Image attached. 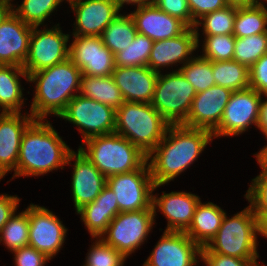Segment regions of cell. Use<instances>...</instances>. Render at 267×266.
I'll use <instances>...</instances> for the list:
<instances>
[{
	"label": "cell",
	"instance_id": "cell-1",
	"mask_svg": "<svg viewBox=\"0 0 267 266\" xmlns=\"http://www.w3.org/2000/svg\"><path fill=\"white\" fill-rule=\"evenodd\" d=\"M213 140V133L184 125H169L163 139L147 155L152 180L164 185L180 175Z\"/></svg>",
	"mask_w": 267,
	"mask_h": 266
},
{
	"label": "cell",
	"instance_id": "cell-2",
	"mask_svg": "<svg viewBox=\"0 0 267 266\" xmlns=\"http://www.w3.org/2000/svg\"><path fill=\"white\" fill-rule=\"evenodd\" d=\"M72 151L49 121L35 119L22 135L15 177L63 169Z\"/></svg>",
	"mask_w": 267,
	"mask_h": 266
},
{
	"label": "cell",
	"instance_id": "cell-3",
	"mask_svg": "<svg viewBox=\"0 0 267 266\" xmlns=\"http://www.w3.org/2000/svg\"><path fill=\"white\" fill-rule=\"evenodd\" d=\"M81 75V70L69 58L31 73L28 82L36 83L30 108L32 117L46 121L49 114L59 116L69 101L78 95Z\"/></svg>",
	"mask_w": 267,
	"mask_h": 266
},
{
	"label": "cell",
	"instance_id": "cell-4",
	"mask_svg": "<svg viewBox=\"0 0 267 266\" xmlns=\"http://www.w3.org/2000/svg\"><path fill=\"white\" fill-rule=\"evenodd\" d=\"M82 144L86 148L78 149L106 178L139 169L147 161L146 154L115 132L90 137Z\"/></svg>",
	"mask_w": 267,
	"mask_h": 266
},
{
	"label": "cell",
	"instance_id": "cell-5",
	"mask_svg": "<svg viewBox=\"0 0 267 266\" xmlns=\"http://www.w3.org/2000/svg\"><path fill=\"white\" fill-rule=\"evenodd\" d=\"M169 124L151 103L124 102L116 109L115 133L148 155L163 139Z\"/></svg>",
	"mask_w": 267,
	"mask_h": 266
},
{
	"label": "cell",
	"instance_id": "cell-6",
	"mask_svg": "<svg viewBox=\"0 0 267 266\" xmlns=\"http://www.w3.org/2000/svg\"><path fill=\"white\" fill-rule=\"evenodd\" d=\"M258 218L251 205L231 218L225 213L215 237L206 246L211 252L244 260H257Z\"/></svg>",
	"mask_w": 267,
	"mask_h": 266
},
{
	"label": "cell",
	"instance_id": "cell-7",
	"mask_svg": "<svg viewBox=\"0 0 267 266\" xmlns=\"http://www.w3.org/2000/svg\"><path fill=\"white\" fill-rule=\"evenodd\" d=\"M197 94L180 70L158 74L151 105L169 125H183Z\"/></svg>",
	"mask_w": 267,
	"mask_h": 266
},
{
	"label": "cell",
	"instance_id": "cell-8",
	"mask_svg": "<svg viewBox=\"0 0 267 266\" xmlns=\"http://www.w3.org/2000/svg\"><path fill=\"white\" fill-rule=\"evenodd\" d=\"M154 218L153 206L140 211L120 212L100 238L128 258L146 240L153 229Z\"/></svg>",
	"mask_w": 267,
	"mask_h": 266
},
{
	"label": "cell",
	"instance_id": "cell-9",
	"mask_svg": "<svg viewBox=\"0 0 267 266\" xmlns=\"http://www.w3.org/2000/svg\"><path fill=\"white\" fill-rule=\"evenodd\" d=\"M120 212L140 211L152 207L153 192L162 185L154 184L146 161L139 169L107 178Z\"/></svg>",
	"mask_w": 267,
	"mask_h": 266
},
{
	"label": "cell",
	"instance_id": "cell-10",
	"mask_svg": "<svg viewBox=\"0 0 267 266\" xmlns=\"http://www.w3.org/2000/svg\"><path fill=\"white\" fill-rule=\"evenodd\" d=\"M116 110L83 95H76L58 116L76 125L83 140L115 132Z\"/></svg>",
	"mask_w": 267,
	"mask_h": 266
},
{
	"label": "cell",
	"instance_id": "cell-11",
	"mask_svg": "<svg viewBox=\"0 0 267 266\" xmlns=\"http://www.w3.org/2000/svg\"><path fill=\"white\" fill-rule=\"evenodd\" d=\"M69 34L62 33L59 24L51 29L32 28L27 59L23 65L28 74L62 63L69 58Z\"/></svg>",
	"mask_w": 267,
	"mask_h": 266
},
{
	"label": "cell",
	"instance_id": "cell-12",
	"mask_svg": "<svg viewBox=\"0 0 267 266\" xmlns=\"http://www.w3.org/2000/svg\"><path fill=\"white\" fill-rule=\"evenodd\" d=\"M261 96L252 88L233 91L219 126L212 132L213 136H236L244 133L252 124L257 126Z\"/></svg>",
	"mask_w": 267,
	"mask_h": 266
},
{
	"label": "cell",
	"instance_id": "cell-13",
	"mask_svg": "<svg viewBox=\"0 0 267 266\" xmlns=\"http://www.w3.org/2000/svg\"><path fill=\"white\" fill-rule=\"evenodd\" d=\"M25 211L29 218L28 246L53 258L65 241L67 228L45 207L30 204Z\"/></svg>",
	"mask_w": 267,
	"mask_h": 266
},
{
	"label": "cell",
	"instance_id": "cell-14",
	"mask_svg": "<svg viewBox=\"0 0 267 266\" xmlns=\"http://www.w3.org/2000/svg\"><path fill=\"white\" fill-rule=\"evenodd\" d=\"M69 48V59L84 75L112 76L115 69L114 54L106 47L100 36H77Z\"/></svg>",
	"mask_w": 267,
	"mask_h": 266
},
{
	"label": "cell",
	"instance_id": "cell-15",
	"mask_svg": "<svg viewBox=\"0 0 267 266\" xmlns=\"http://www.w3.org/2000/svg\"><path fill=\"white\" fill-rule=\"evenodd\" d=\"M201 250L185 232L164 231L143 266H196Z\"/></svg>",
	"mask_w": 267,
	"mask_h": 266
},
{
	"label": "cell",
	"instance_id": "cell-16",
	"mask_svg": "<svg viewBox=\"0 0 267 266\" xmlns=\"http://www.w3.org/2000/svg\"><path fill=\"white\" fill-rule=\"evenodd\" d=\"M232 93L231 89L217 85L197 93L183 125L213 132L220 124L225 106Z\"/></svg>",
	"mask_w": 267,
	"mask_h": 266
},
{
	"label": "cell",
	"instance_id": "cell-17",
	"mask_svg": "<svg viewBox=\"0 0 267 266\" xmlns=\"http://www.w3.org/2000/svg\"><path fill=\"white\" fill-rule=\"evenodd\" d=\"M75 12L72 35L101 36L103 30L119 14L121 8L113 0H67Z\"/></svg>",
	"mask_w": 267,
	"mask_h": 266
},
{
	"label": "cell",
	"instance_id": "cell-18",
	"mask_svg": "<svg viewBox=\"0 0 267 266\" xmlns=\"http://www.w3.org/2000/svg\"><path fill=\"white\" fill-rule=\"evenodd\" d=\"M75 160L72 172L71 190L76 212L83 206L93 202L107 185V178L78 149L68 155L66 164Z\"/></svg>",
	"mask_w": 267,
	"mask_h": 266
},
{
	"label": "cell",
	"instance_id": "cell-19",
	"mask_svg": "<svg viewBox=\"0 0 267 266\" xmlns=\"http://www.w3.org/2000/svg\"><path fill=\"white\" fill-rule=\"evenodd\" d=\"M35 119L31 114L5 112L0 117V179L17 167L21 138Z\"/></svg>",
	"mask_w": 267,
	"mask_h": 266
},
{
	"label": "cell",
	"instance_id": "cell-20",
	"mask_svg": "<svg viewBox=\"0 0 267 266\" xmlns=\"http://www.w3.org/2000/svg\"><path fill=\"white\" fill-rule=\"evenodd\" d=\"M130 15L134 19L137 32L153 41L177 37L188 28L179 19L160 10L153 2L137 6Z\"/></svg>",
	"mask_w": 267,
	"mask_h": 266
},
{
	"label": "cell",
	"instance_id": "cell-21",
	"mask_svg": "<svg viewBox=\"0 0 267 266\" xmlns=\"http://www.w3.org/2000/svg\"><path fill=\"white\" fill-rule=\"evenodd\" d=\"M32 26L14 12L0 25V64L23 67L29 49Z\"/></svg>",
	"mask_w": 267,
	"mask_h": 266
},
{
	"label": "cell",
	"instance_id": "cell-22",
	"mask_svg": "<svg viewBox=\"0 0 267 266\" xmlns=\"http://www.w3.org/2000/svg\"><path fill=\"white\" fill-rule=\"evenodd\" d=\"M197 48L196 30L195 28H187L177 37L154 41L148 67L160 73V68L170 67V65L177 63L184 65L193 58L191 55Z\"/></svg>",
	"mask_w": 267,
	"mask_h": 266
},
{
	"label": "cell",
	"instance_id": "cell-23",
	"mask_svg": "<svg viewBox=\"0 0 267 266\" xmlns=\"http://www.w3.org/2000/svg\"><path fill=\"white\" fill-rule=\"evenodd\" d=\"M158 74L148 66H116L112 77L124 101L151 103Z\"/></svg>",
	"mask_w": 267,
	"mask_h": 266
},
{
	"label": "cell",
	"instance_id": "cell-24",
	"mask_svg": "<svg viewBox=\"0 0 267 266\" xmlns=\"http://www.w3.org/2000/svg\"><path fill=\"white\" fill-rule=\"evenodd\" d=\"M200 197L187 192L165 193L158 197L153 195L152 206L156 216L158 208L167 218L165 231L185 232L193 219V215ZM158 206V207H157Z\"/></svg>",
	"mask_w": 267,
	"mask_h": 266
},
{
	"label": "cell",
	"instance_id": "cell-25",
	"mask_svg": "<svg viewBox=\"0 0 267 266\" xmlns=\"http://www.w3.org/2000/svg\"><path fill=\"white\" fill-rule=\"evenodd\" d=\"M116 200L114 192L106 185L93 202L77 211L93 239L102 236L110 222L119 213Z\"/></svg>",
	"mask_w": 267,
	"mask_h": 266
},
{
	"label": "cell",
	"instance_id": "cell-26",
	"mask_svg": "<svg viewBox=\"0 0 267 266\" xmlns=\"http://www.w3.org/2000/svg\"><path fill=\"white\" fill-rule=\"evenodd\" d=\"M224 210L212 202L197 204L192 222L185 231L201 248L207 246L215 237L225 216Z\"/></svg>",
	"mask_w": 267,
	"mask_h": 266
},
{
	"label": "cell",
	"instance_id": "cell-27",
	"mask_svg": "<svg viewBox=\"0 0 267 266\" xmlns=\"http://www.w3.org/2000/svg\"><path fill=\"white\" fill-rule=\"evenodd\" d=\"M19 76L28 81V74L23 67L0 64V107L4 112L21 113L24 95Z\"/></svg>",
	"mask_w": 267,
	"mask_h": 266
},
{
	"label": "cell",
	"instance_id": "cell-28",
	"mask_svg": "<svg viewBox=\"0 0 267 266\" xmlns=\"http://www.w3.org/2000/svg\"><path fill=\"white\" fill-rule=\"evenodd\" d=\"M79 94L118 109L125 101L112 76L81 75Z\"/></svg>",
	"mask_w": 267,
	"mask_h": 266
},
{
	"label": "cell",
	"instance_id": "cell-29",
	"mask_svg": "<svg viewBox=\"0 0 267 266\" xmlns=\"http://www.w3.org/2000/svg\"><path fill=\"white\" fill-rule=\"evenodd\" d=\"M137 33L133 17L130 14H118L100 37L104 45L115 55L130 45Z\"/></svg>",
	"mask_w": 267,
	"mask_h": 266
},
{
	"label": "cell",
	"instance_id": "cell-30",
	"mask_svg": "<svg viewBox=\"0 0 267 266\" xmlns=\"http://www.w3.org/2000/svg\"><path fill=\"white\" fill-rule=\"evenodd\" d=\"M215 85L232 91L250 88L249 68L236 60L212 61Z\"/></svg>",
	"mask_w": 267,
	"mask_h": 266
},
{
	"label": "cell",
	"instance_id": "cell-31",
	"mask_svg": "<svg viewBox=\"0 0 267 266\" xmlns=\"http://www.w3.org/2000/svg\"><path fill=\"white\" fill-rule=\"evenodd\" d=\"M267 9L262 6L237 7L233 35L248 37L267 32Z\"/></svg>",
	"mask_w": 267,
	"mask_h": 266
},
{
	"label": "cell",
	"instance_id": "cell-32",
	"mask_svg": "<svg viewBox=\"0 0 267 266\" xmlns=\"http://www.w3.org/2000/svg\"><path fill=\"white\" fill-rule=\"evenodd\" d=\"M236 11L237 6L227 5L225 8L205 14L200 18V21H197L194 27L197 33L198 47L199 25L202 24L203 34L205 35L233 34Z\"/></svg>",
	"mask_w": 267,
	"mask_h": 266
},
{
	"label": "cell",
	"instance_id": "cell-33",
	"mask_svg": "<svg viewBox=\"0 0 267 266\" xmlns=\"http://www.w3.org/2000/svg\"><path fill=\"white\" fill-rule=\"evenodd\" d=\"M13 216L4 224L0 232V242L11 251L28 246L29 218L26 211Z\"/></svg>",
	"mask_w": 267,
	"mask_h": 266
},
{
	"label": "cell",
	"instance_id": "cell-34",
	"mask_svg": "<svg viewBox=\"0 0 267 266\" xmlns=\"http://www.w3.org/2000/svg\"><path fill=\"white\" fill-rule=\"evenodd\" d=\"M267 54V32L248 37H235L233 60L250 68Z\"/></svg>",
	"mask_w": 267,
	"mask_h": 266
},
{
	"label": "cell",
	"instance_id": "cell-35",
	"mask_svg": "<svg viewBox=\"0 0 267 266\" xmlns=\"http://www.w3.org/2000/svg\"><path fill=\"white\" fill-rule=\"evenodd\" d=\"M153 42L147 36L137 33L130 45L114 55L115 66H148Z\"/></svg>",
	"mask_w": 267,
	"mask_h": 266
},
{
	"label": "cell",
	"instance_id": "cell-36",
	"mask_svg": "<svg viewBox=\"0 0 267 266\" xmlns=\"http://www.w3.org/2000/svg\"><path fill=\"white\" fill-rule=\"evenodd\" d=\"M177 70L182 72L197 93L215 85V79L212 74V61L201 56H195Z\"/></svg>",
	"mask_w": 267,
	"mask_h": 266
},
{
	"label": "cell",
	"instance_id": "cell-37",
	"mask_svg": "<svg viewBox=\"0 0 267 266\" xmlns=\"http://www.w3.org/2000/svg\"><path fill=\"white\" fill-rule=\"evenodd\" d=\"M64 0H23L13 12L26 24L32 27L43 25L45 19L56 10ZM67 1V0H66Z\"/></svg>",
	"mask_w": 267,
	"mask_h": 266
},
{
	"label": "cell",
	"instance_id": "cell-38",
	"mask_svg": "<svg viewBox=\"0 0 267 266\" xmlns=\"http://www.w3.org/2000/svg\"><path fill=\"white\" fill-rule=\"evenodd\" d=\"M202 58L210 61L233 60L235 36L227 35H205Z\"/></svg>",
	"mask_w": 267,
	"mask_h": 266
},
{
	"label": "cell",
	"instance_id": "cell-39",
	"mask_svg": "<svg viewBox=\"0 0 267 266\" xmlns=\"http://www.w3.org/2000/svg\"><path fill=\"white\" fill-rule=\"evenodd\" d=\"M258 164H260L262 172L252 179V184L244 196L259 219L261 216L267 215V165L259 162Z\"/></svg>",
	"mask_w": 267,
	"mask_h": 266
},
{
	"label": "cell",
	"instance_id": "cell-40",
	"mask_svg": "<svg viewBox=\"0 0 267 266\" xmlns=\"http://www.w3.org/2000/svg\"><path fill=\"white\" fill-rule=\"evenodd\" d=\"M90 248L84 266H123L125 257L100 237Z\"/></svg>",
	"mask_w": 267,
	"mask_h": 266
},
{
	"label": "cell",
	"instance_id": "cell-41",
	"mask_svg": "<svg viewBox=\"0 0 267 266\" xmlns=\"http://www.w3.org/2000/svg\"><path fill=\"white\" fill-rule=\"evenodd\" d=\"M162 11L182 21L188 28H193V18L188 0H153Z\"/></svg>",
	"mask_w": 267,
	"mask_h": 266
},
{
	"label": "cell",
	"instance_id": "cell-42",
	"mask_svg": "<svg viewBox=\"0 0 267 266\" xmlns=\"http://www.w3.org/2000/svg\"><path fill=\"white\" fill-rule=\"evenodd\" d=\"M201 260L206 266H255L256 260H244L211 252L206 246L201 250Z\"/></svg>",
	"mask_w": 267,
	"mask_h": 266
},
{
	"label": "cell",
	"instance_id": "cell-43",
	"mask_svg": "<svg viewBox=\"0 0 267 266\" xmlns=\"http://www.w3.org/2000/svg\"><path fill=\"white\" fill-rule=\"evenodd\" d=\"M250 88L267 96V54L261 56L250 68Z\"/></svg>",
	"mask_w": 267,
	"mask_h": 266
},
{
	"label": "cell",
	"instance_id": "cell-44",
	"mask_svg": "<svg viewBox=\"0 0 267 266\" xmlns=\"http://www.w3.org/2000/svg\"><path fill=\"white\" fill-rule=\"evenodd\" d=\"M16 266H44L51 260L47 255L34 247L26 246L12 251Z\"/></svg>",
	"mask_w": 267,
	"mask_h": 266
},
{
	"label": "cell",
	"instance_id": "cell-45",
	"mask_svg": "<svg viewBox=\"0 0 267 266\" xmlns=\"http://www.w3.org/2000/svg\"><path fill=\"white\" fill-rule=\"evenodd\" d=\"M188 4L193 18V28L205 14L220 10L228 5L226 0H188Z\"/></svg>",
	"mask_w": 267,
	"mask_h": 266
},
{
	"label": "cell",
	"instance_id": "cell-46",
	"mask_svg": "<svg viewBox=\"0 0 267 266\" xmlns=\"http://www.w3.org/2000/svg\"><path fill=\"white\" fill-rule=\"evenodd\" d=\"M20 198L9 196L8 194L0 195V232L4 224L13 216L19 205Z\"/></svg>",
	"mask_w": 267,
	"mask_h": 266
},
{
	"label": "cell",
	"instance_id": "cell-47",
	"mask_svg": "<svg viewBox=\"0 0 267 266\" xmlns=\"http://www.w3.org/2000/svg\"><path fill=\"white\" fill-rule=\"evenodd\" d=\"M267 97V96H265ZM263 101V102H262ZM258 129L265 135L267 139V99L260 101L259 105V118L257 122Z\"/></svg>",
	"mask_w": 267,
	"mask_h": 266
},
{
	"label": "cell",
	"instance_id": "cell-48",
	"mask_svg": "<svg viewBox=\"0 0 267 266\" xmlns=\"http://www.w3.org/2000/svg\"><path fill=\"white\" fill-rule=\"evenodd\" d=\"M10 1L12 0H0V25L13 13V4Z\"/></svg>",
	"mask_w": 267,
	"mask_h": 266
},
{
	"label": "cell",
	"instance_id": "cell-49",
	"mask_svg": "<svg viewBox=\"0 0 267 266\" xmlns=\"http://www.w3.org/2000/svg\"><path fill=\"white\" fill-rule=\"evenodd\" d=\"M226 1L228 5H233L237 7L258 5V6H262L263 8L267 9V7L264 5V3L261 0H226Z\"/></svg>",
	"mask_w": 267,
	"mask_h": 266
},
{
	"label": "cell",
	"instance_id": "cell-50",
	"mask_svg": "<svg viewBox=\"0 0 267 266\" xmlns=\"http://www.w3.org/2000/svg\"><path fill=\"white\" fill-rule=\"evenodd\" d=\"M120 8L126 4H137L136 6L146 5L153 2V0H113Z\"/></svg>",
	"mask_w": 267,
	"mask_h": 266
},
{
	"label": "cell",
	"instance_id": "cell-51",
	"mask_svg": "<svg viewBox=\"0 0 267 266\" xmlns=\"http://www.w3.org/2000/svg\"><path fill=\"white\" fill-rule=\"evenodd\" d=\"M259 234L267 238V215H263L258 219Z\"/></svg>",
	"mask_w": 267,
	"mask_h": 266
},
{
	"label": "cell",
	"instance_id": "cell-52",
	"mask_svg": "<svg viewBox=\"0 0 267 266\" xmlns=\"http://www.w3.org/2000/svg\"><path fill=\"white\" fill-rule=\"evenodd\" d=\"M256 158L259 163L267 165V146H264L258 153H256Z\"/></svg>",
	"mask_w": 267,
	"mask_h": 266
},
{
	"label": "cell",
	"instance_id": "cell-53",
	"mask_svg": "<svg viewBox=\"0 0 267 266\" xmlns=\"http://www.w3.org/2000/svg\"><path fill=\"white\" fill-rule=\"evenodd\" d=\"M1 108V107H0ZM2 110V112L0 113V117L5 113L4 111H3V109H0V111Z\"/></svg>",
	"mask_w": 267,
	"mask_h": 266
},
{
	"label": "cell",
	"instance_id": "cell-54",
	"mask_svg": "<svg viewBox=\"0 0 267 266\" xmlns=\"http://www.w3.org/2000/svg\"><path fill=\"white\" fill-rule=\"evenodd\" d=\"M255 266H261V265L258 264L257 260H256V264H255ZM262 266H263V265H262ZM264 266H266V265H264Z\"/></svg>",
	"mask_w": 267,
	"mask_h": 266
}]
</instances>
